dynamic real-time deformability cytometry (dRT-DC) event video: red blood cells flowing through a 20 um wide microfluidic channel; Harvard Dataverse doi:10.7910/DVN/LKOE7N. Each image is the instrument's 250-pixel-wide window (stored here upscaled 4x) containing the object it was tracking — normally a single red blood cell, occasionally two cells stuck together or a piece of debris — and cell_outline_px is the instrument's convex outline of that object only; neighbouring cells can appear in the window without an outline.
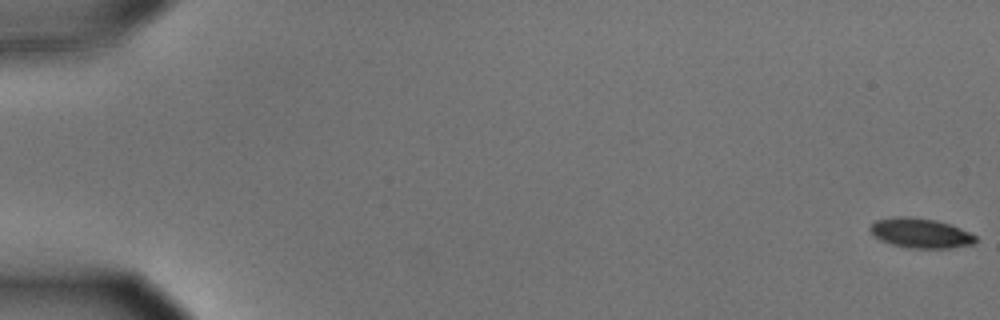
{"species": "common noctule bat (a hibernating species)", "species_latin": "Nyctalus noctula", "temperature_condition": "cold", "stored_images_in_passage": 57, "camera_frame_rate_fps": 3000, "um_per_image_px": 0.085, "animal": {"sex": "male", "body_mass_g": 15.6}, "frame": {"image": 1, "passage_image": 1, "time_ms": 0.0, "image_size_px": [1000, 320], "cell_outline_px": [[976, 240], [972, 244], [948, 248], [912, 248], [892, 244], [880, 240], [868, 228], [876, 220], [896, 216], [908, 216], [936, 220], [960, 228], [976, 236]], "centroid_in_image_um": [78.23, 19.8], "position_along_channel_um": 6.8, "area_um2": 18.03}}
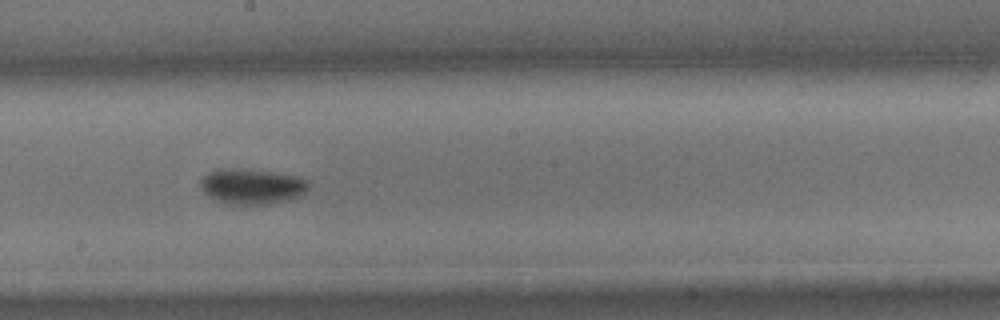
{"frame": {"image": 2, "passage_image": 33, "time_ms": 10.667, "image_size_px": [1000, 320], "cell_outline_px": [[308, 192], [300, 196], [288, 200], [268, 204], [232, 204], [216, 200], [208, 196], [200, 188], [200, 180], [208, 172], [232, 168], [268, 172], [300, 176], [308, 180]], "centroid_in_image_um": [21.44, 15.85], "position_along_channel_um": 226.8, "area_um2": 22.14}}
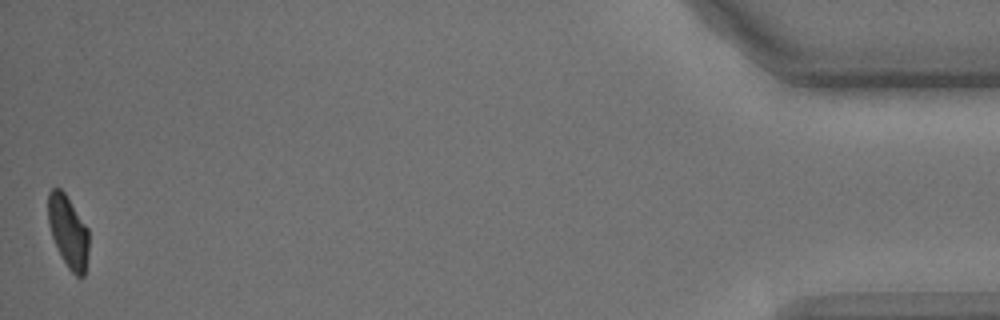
{"frame": {"image": 3, "passage_image": 57, "time_ms": 18.667, "image_size_px": [1000, 320], "cell_outline_px": [[88, 252], [84, 276], [76, 276], [68, 268], [52, 236], [48, 224], [48, 192], [52, 188], [60, 188], [64, 192], [88, 228]], "centroid_in_image_um": [5.79, 19.66], "position_along_channel_um": 429.4, "area_um2": 16.82}, "authors_computed_cell_mechanics": {"area_um2": 19.363, "velocity_mm_per_s": 3.5927, "shape_relaxation_time_tau1_ms": 2.1705, "shape_relaxation_time_tau2_ms": null, "deformation_change_tau1": 0.0991, "deformation_change_tau2": null}}